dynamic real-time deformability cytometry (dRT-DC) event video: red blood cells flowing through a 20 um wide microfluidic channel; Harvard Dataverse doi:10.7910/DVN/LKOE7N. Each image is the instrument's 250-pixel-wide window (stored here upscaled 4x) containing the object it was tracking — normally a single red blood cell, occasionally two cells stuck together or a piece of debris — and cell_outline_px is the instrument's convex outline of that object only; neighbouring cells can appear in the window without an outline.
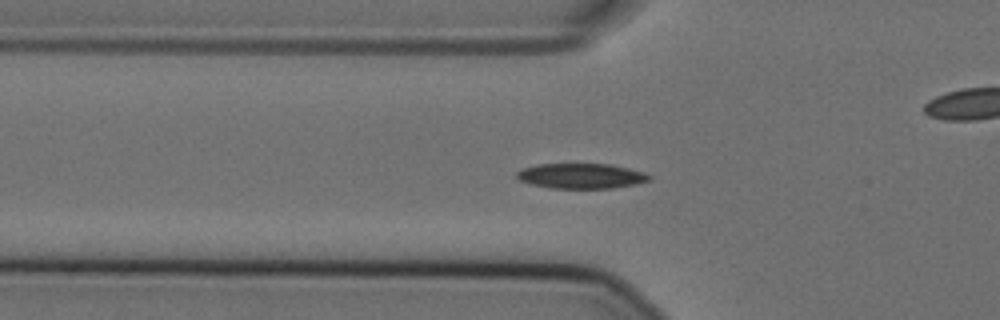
{"species": "Egyptian fruit bat (a non-hibernating species)", "species_latin": "Rousettus aegyptiacus", "temperature_condition": "cold", "stored_images_in_passage": 51, "camera_frame_rate_fps": 3000, "um_per_image_px": 0.085, "animal": {"sex": "female"}, "frame": {"image": 1, "passage_image": 21, "time_ms": 6.667, "image_size_px": [1000, 320], "cell_outline_px": [[652, 180], [636, 184], [612, 188], [548, 188], [528, 184], [520, 180], [516, 176], [516, 172], [524, 168], [536, 164], [612, 164], [644, 172], [652, 176]], "centroid_in_image_um": [49.41, 14.96], "position_along_channel_um": 76.4, "area_um2": 19.59}}
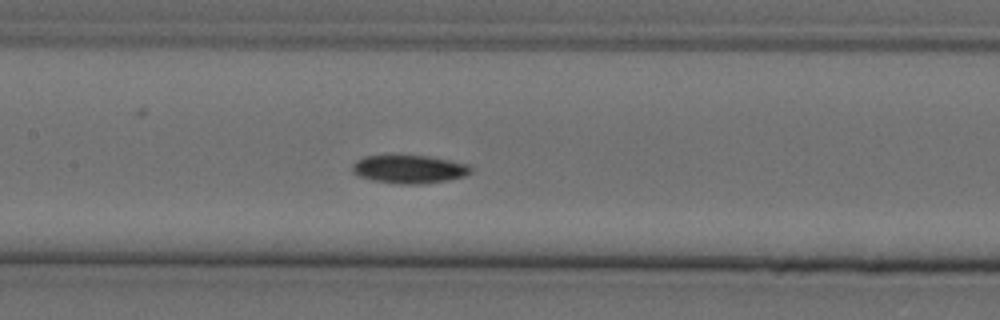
{"frame": {"image": 2, "passage_image": 29, "time_ms": 9.333, "image_size_px": [1000, 320], "cell_outline_px": [[472, 172], [464, 176], [448, 180], [424, 184], [400, 184], [372, 180], [360, 176], [352, 172], [352, 164], [356, 160], [364, 156], [428, 156], [468, 164], [472, 168]], "centroid_in_image_um": [34.78, 14.39], "position_along_channel_um": 172.6, "area_um2": 19.42}}
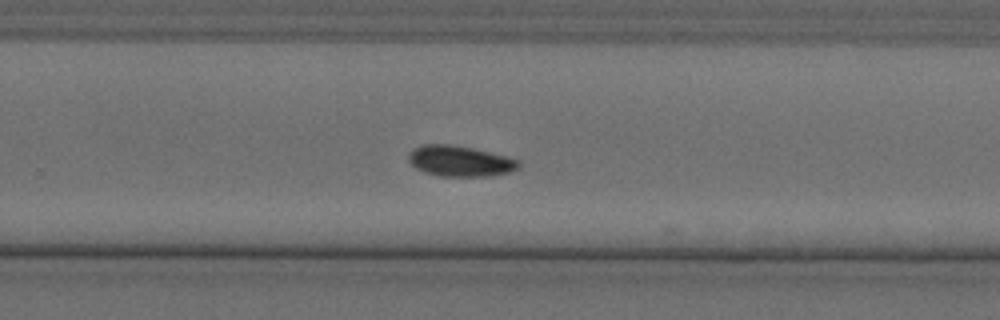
{"frame": {"image": 3, "passage_image": 39, "time_ms": 12.667, "image_size_px": [1000, 320], "cell_outline_px": [[520, 168], [512, 172], [492, 176], [440, 176], [424, 172], [416, 168], [408, 160], [408, 152], [412, 148], [420, 144], [452, 144], [472, 148], [508, 156], [520, 160]], "centroid_in_image_um": [39.11, 13.68], "position_along_channel_um": 290.7, "area_um2": 20.11}, "authors_computed_cell_mechanics": {"area_um2": 18.9006, "velocity_mm_per_s": 3.5711, "shape_relaxation_time_tau1_ms": 5.8327, "shape_relaxation_time_tau2_ms": null, "deformation_change_tau1": 0.1293, "deformation_change_tau2": null}}